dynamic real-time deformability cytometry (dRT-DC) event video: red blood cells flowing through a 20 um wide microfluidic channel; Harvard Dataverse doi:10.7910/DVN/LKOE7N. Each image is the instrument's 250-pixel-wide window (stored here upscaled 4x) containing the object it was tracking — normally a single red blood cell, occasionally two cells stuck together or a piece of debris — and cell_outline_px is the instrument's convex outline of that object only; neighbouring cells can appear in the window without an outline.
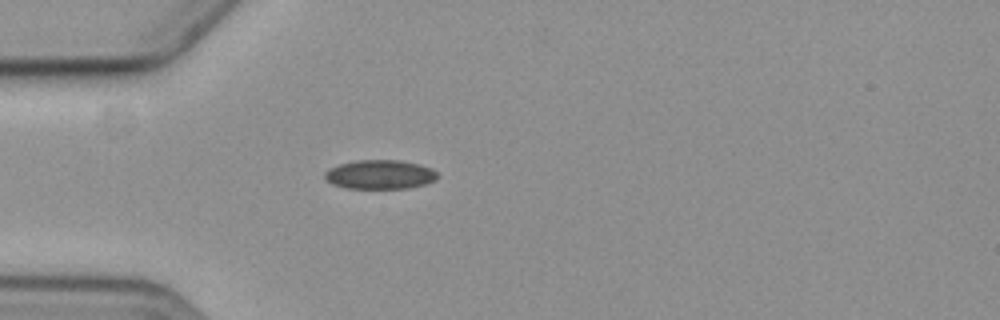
{"species": "common noctule bat (a hibernating species)", "species_latin": "Nyctalus noctula", "temperature_condition": "cold", "stored_images_in_passage": 1, "camera_frame_rate_fps": 3000, "um_per_image_px": 0.085, "animal": {"sex": "female", "body_mass_g": 19.3, "forearm_length_mm": 54.1}, "frame": {"image": 1, "passage_image": 1, "time_ms": 0.0, "image_size_px": [1000, 320], "cell_outline_px": [[440, 176], [436, 180], [424, 184], [408, 188], [348, 188], [332, 184], [324, 180], [324, 172], [328, 168], [340, 164], [356, 160], [400, 160], [420, 164], [432, 168]], "centroid_in_image_um": [32.29, 14.83], "position_along_channel_um": 52.7, "area_um2": 19.31}}